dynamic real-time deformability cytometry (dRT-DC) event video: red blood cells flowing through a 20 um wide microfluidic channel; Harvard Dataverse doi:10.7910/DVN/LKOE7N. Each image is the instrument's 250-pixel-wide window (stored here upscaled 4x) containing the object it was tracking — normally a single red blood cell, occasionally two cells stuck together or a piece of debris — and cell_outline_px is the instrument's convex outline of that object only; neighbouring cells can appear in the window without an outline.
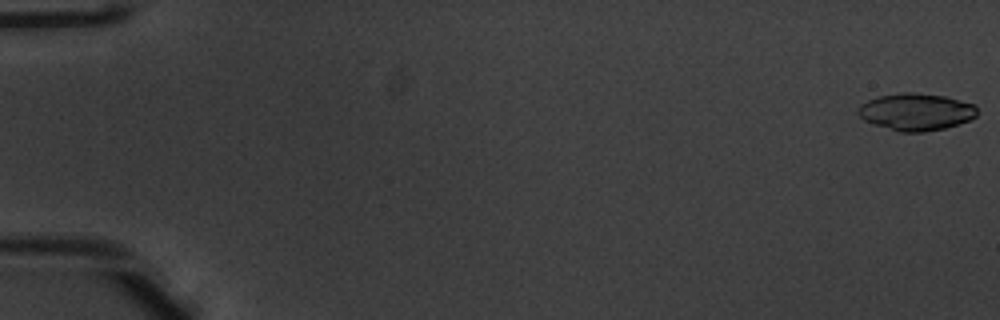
{"species": "common noctule bat (a hibernating species)", "species_latin": "Nyctalus noctula", "temperature_condition": "warm", "stored_images_in_passage": 14, "camera_frame_rate_fps": 3000, "um_per_image_px": 0.085, "animal": {"sex": "male", "body_mass_g": 20.1, "forearm_length_mm": 53.5}, "frame": {"image": 1, "passage_image": 1, "time_ms": 0.0, "image_size_px": [1000, 320], "cell_outline_px": [[976, 116], [968, 120], [944, 128], [924, 132], [900, 132], [872, 124], [864, 120], [856, 112], [860, 104], [868, 100], [880, 96], [900, 92], [912, 92], [944, 96], [976, 104]], "centroid_in_image_um": [77.83, 9.5], "position_along_channel_um": 7.2, "area_um2": 25.72}}